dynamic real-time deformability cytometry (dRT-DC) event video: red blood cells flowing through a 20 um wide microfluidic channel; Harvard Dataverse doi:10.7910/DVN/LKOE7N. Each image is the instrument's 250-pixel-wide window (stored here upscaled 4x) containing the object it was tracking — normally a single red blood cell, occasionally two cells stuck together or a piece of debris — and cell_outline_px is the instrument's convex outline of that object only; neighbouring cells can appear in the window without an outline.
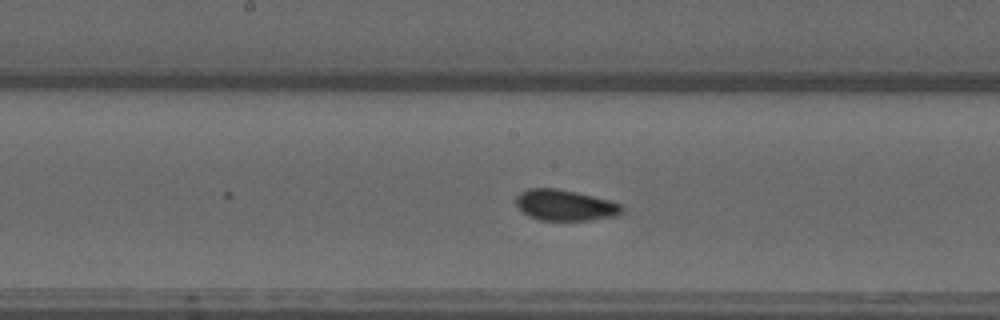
{"species": "common noctule bat (a hibernating species)", "species_latin": "Nyctalus noctula", "temperature_condition": "warm", "stored_images_in_passage": 16, "camera_frame_rate_fps": 3000, "um_per_image_px": 0.085, "animal": {"sex": "male", "forearm_length_mm": 52.5}, "frame": {"image": 1, "passage_image": 11, "time_ms": 3.333, "image_size_px": [1000, 320], "cell_outline_px": [[624, 212], [616, 216], [588, 220], [540, 220], [528, 216], [516, 204], [516, 196], [520, 192], [528, 188], [556, 188], [576, 192], [608, 200], [620, 204], [624, 208]], "centroid_in_image_um": [48.03, 17.44], "position_along_channel_um": 200.2, "area_um2": 19.02}}
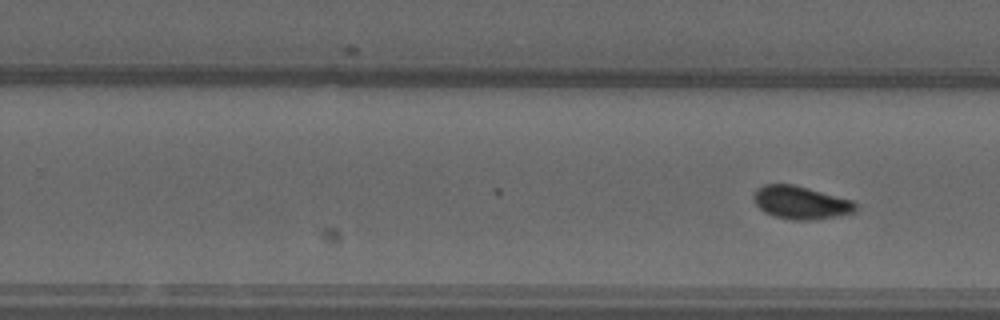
{"frame": {"image": 2, "passage_image": 16, "time_ms": 5.0, "image_size_px": [1000, 320], "cell_outline_px": [[856, 212], [816, 220], [792, 220], [772, 216], [764, 212], [756, 204], [752, 196], [756, 188], [764, 184], [792, 184], [808, 188], [852, 200], [856, 204]], "centroid_in_image_um": [68.04, 17.22], "position_along_channel_um": 261.8, "area_um2": 19.71}}